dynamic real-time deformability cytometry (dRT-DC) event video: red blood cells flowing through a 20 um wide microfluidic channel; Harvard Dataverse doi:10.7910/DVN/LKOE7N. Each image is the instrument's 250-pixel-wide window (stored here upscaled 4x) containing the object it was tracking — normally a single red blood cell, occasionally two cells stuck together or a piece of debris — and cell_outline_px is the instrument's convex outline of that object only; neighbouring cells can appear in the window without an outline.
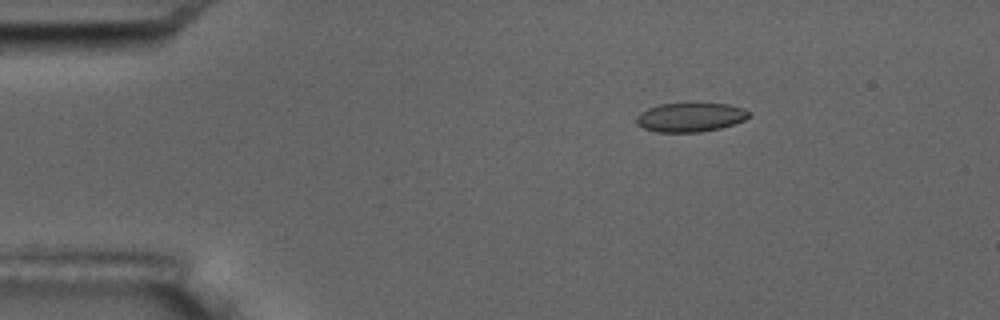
{"species": "common noctule bat (a hibernating species)", "species_latin": "Nyctalus noctula", "temperature_condition": "room temperature", "stored_images_in_passage": 5, "camera_frame_rate_fps": 3000, "um_per_image_px": 0.085, "animal": {"sex": "male", "body_mass_g": 17.5, "forearm_length_mm": 52.3}, "frame": {"image": 1, "passage_image": 3, "time_ms": 2.333, "image_size_px": [1000, 320], "cell_outline_px": [[752, 116], [744, 120], [720, 128], [700, 132], [656, 132], [644, 128], [636, 124], [636, 116], [640, 112], [648, 108], [660, 104], [728, 104], [744, 108], [752, 112]], "centroid_in_image_um": [58.69, 9.97], "position_along_channel_um": 26.3, "area_um2": 19.07}}